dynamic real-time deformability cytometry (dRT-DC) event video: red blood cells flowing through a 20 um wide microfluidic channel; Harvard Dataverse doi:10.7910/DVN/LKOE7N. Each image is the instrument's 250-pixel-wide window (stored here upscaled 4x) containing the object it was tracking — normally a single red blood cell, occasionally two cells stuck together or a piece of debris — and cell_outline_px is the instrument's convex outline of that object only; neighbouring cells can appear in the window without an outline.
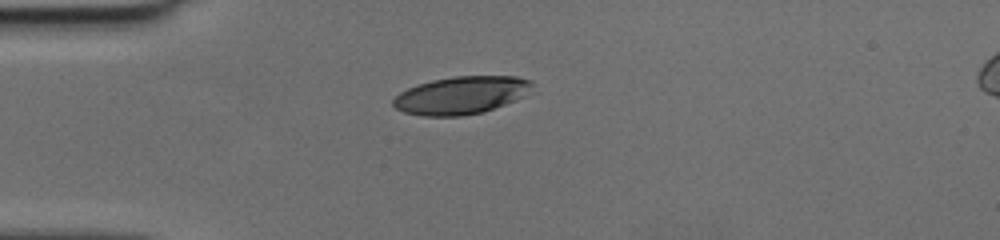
{"species": "human", "species_latin": "Homo sapiens", "temperature_condition": "cold", "stored_images_in_passage": 37, "camera_frame_rate_fps": 3000, "um_per_image_px": 0.085, "donor": {"sex": "female"}, "frame": {"image": 1, "passage_image": 1, "time_ms": 0.0, "image_size_px": [1000, 240], "cell_outline_px": [[532, 84], [520, 96], [504, 104], [484, 112], [460, 116], [424, 116], [404, 112], [396, 108], [392, 104], [392, 100], [400, 92], [408, 88], [432, 80], [452, 76], [516, 76], [528, 80]], "centroid_in_image_um": [39.11, 8.1], "position_along_channel_um": 45.9, "area_um2": 29.94}}
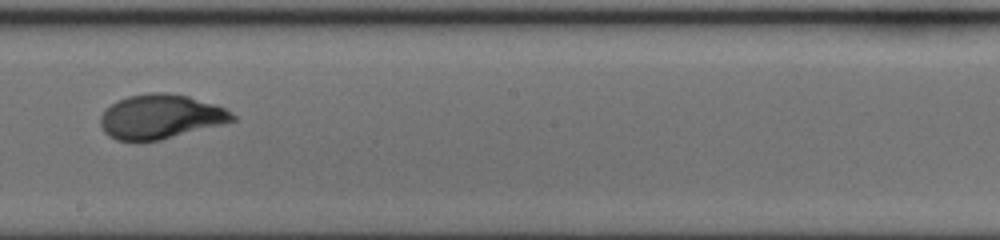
{"frame": {"image": 2, "passage_image": 16, "time_ms": 5.0, "image_size_px": [1000, 240], "cell_outline_px": [[236, 120], [160, 140], [116, 140], [108, 136], [104, 132], [100, 124], [100, 116], [104, 108], [116, 100], [128, 96], [152, 92], [168, 92], [188, 96], [216, 104], [232, 112], [236, 116]], "centroid_in_image_um": [13.61, 9.89], "position_along_channel_um": 234.6, "area_um2": 34.16}}
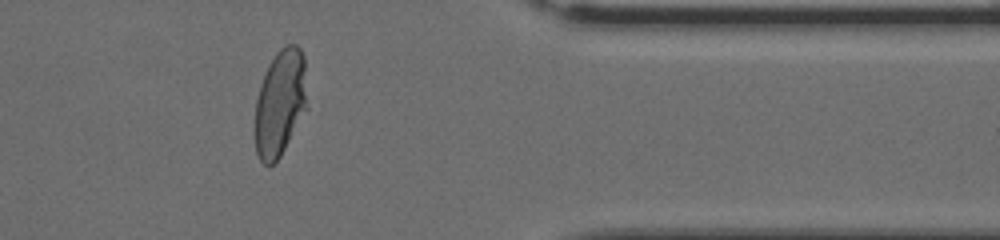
{"frame": {"image": 3, "passage_image": 28, "time_ms": 9.0, "image_size_px": [1000, 240], "cell_outline_px": [[308, 108], [280, 156], [268, 168], [260, 160], [256, 152], [256, 100], [260, 84], [268, 64], [276, 52], [280, 48], [288, 44], [296, 44], [300, 48], [304, 56]], "centroid_in_image_um": [23.83, 8.73], "position_along_channel_um": 387.6, "area_um2": 32.6}}